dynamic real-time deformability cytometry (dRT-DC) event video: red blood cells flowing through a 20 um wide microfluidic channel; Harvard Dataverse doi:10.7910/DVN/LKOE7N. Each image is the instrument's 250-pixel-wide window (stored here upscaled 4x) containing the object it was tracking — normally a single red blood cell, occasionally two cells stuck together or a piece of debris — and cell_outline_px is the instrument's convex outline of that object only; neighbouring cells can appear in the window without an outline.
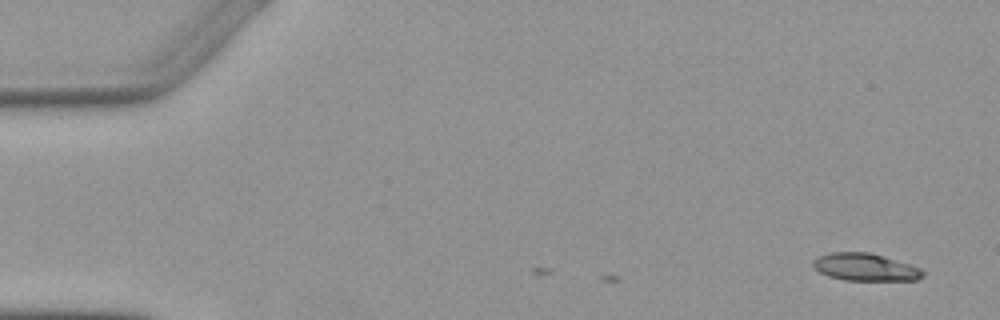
{"species": "Egyptian fruit bat (a non-hibernating species)", "species_latin": "Rousettus aegyptiacus", "temperature_condition": "warm", "stored_images_in_passage": 2, "camera_frame_rate_fps": 3000, "um_per_image_px": 0.085, "animal": {"sex": "female"}, "frame": {"image": 1, "passage_image": 2, "time_ms": 1.333, "image_size_px": [1000, 320], "cell_outline_px": [[924, 276], [916, 280], [844, 280], [828, 276], [812, 268], [812, 260], [828, 252], [868, 252], [908, 264], [920, 268], [924, 272]], "centroid_in_image_um": [73.49, 22.71], "position_along_channel_um": 11.5, "area_um2": 17.46}}